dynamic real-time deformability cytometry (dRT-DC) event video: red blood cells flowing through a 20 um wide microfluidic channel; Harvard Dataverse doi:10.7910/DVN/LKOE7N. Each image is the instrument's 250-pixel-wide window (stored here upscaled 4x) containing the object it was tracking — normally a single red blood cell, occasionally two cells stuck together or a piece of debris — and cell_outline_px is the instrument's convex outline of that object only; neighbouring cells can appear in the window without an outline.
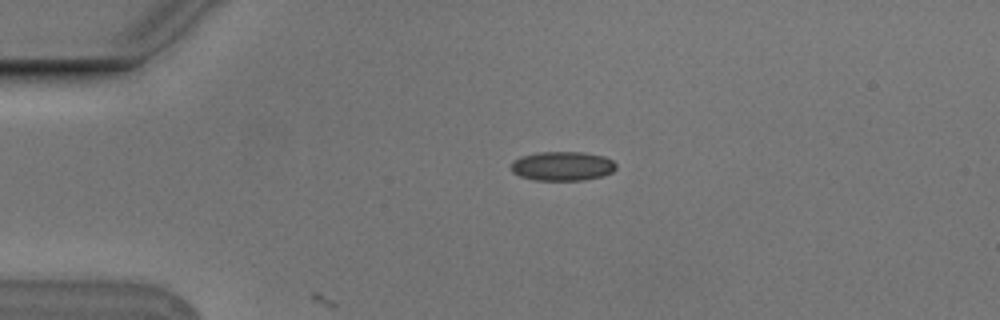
{"species": "Egyptian fruit bat (a non-hibernating species)", "species_latin": "Rousettus aegyptiacus", "temperature_condition": "cold", "stored_images_in_passage": 4, "camera_frame_rate_fps": 3000, "um_per_image_px": 0.085, "animal": {"sex": "male"}, "frame": {"image": 1, "passage_image": 3, "time_ms": 0.667, "image_size_px": [1000, 320], "cell_outline_px": [[616, 168], [612, 172], [604, 176], [584, 180], [532, 180], [520, 176], [512, 172], [512, 164], [520, 156], [536, 152], [580, 152], [604, 156], [612, 160], [616, 164]], "centroid_in_image_um": [47.82, 14.12], "position_along_channel_um": 37.2, "area_um2": 17.92}}
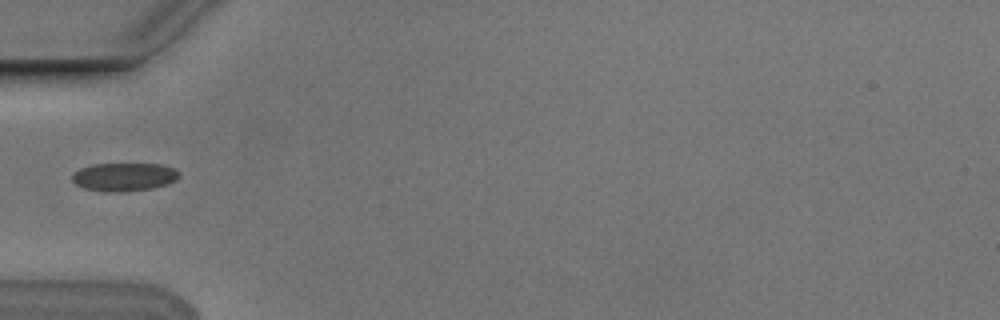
{"frame": {"image": 2, "passage_image": 4, "time_ms": 1.0, "image_size_px": [1000, 320], "cell_outline_px": [[180, 176], [176, 180], [168, 184], [152, 188], [124, 192], [108, 192], [84, 188], [76, 184], [72, 180], [72, 172], [80, 168], [92, 164], [160, 164], [172, 168], [180, 172]], "centroid_in_image_um": [10.54, 15.04], "position_along_channel_um": 74.5, "area_um2": 17.74}}